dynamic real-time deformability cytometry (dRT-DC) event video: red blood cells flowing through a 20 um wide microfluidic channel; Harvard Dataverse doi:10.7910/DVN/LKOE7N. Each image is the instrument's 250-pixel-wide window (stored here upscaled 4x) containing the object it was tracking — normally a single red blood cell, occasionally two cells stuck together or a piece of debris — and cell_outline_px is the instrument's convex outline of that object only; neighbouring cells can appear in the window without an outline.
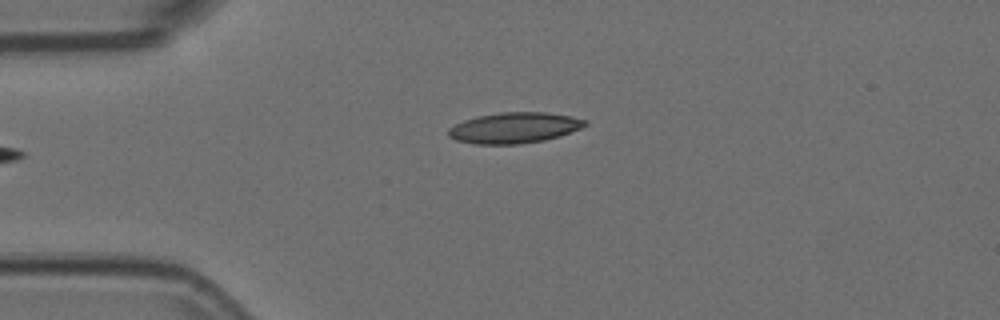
{"species": "Egyptian fruit bat (a non-hibernating species)", "species_latin": "Rousettus aegyptiacus", "temperature_condition": "room temperature", "stored_images_in_passage": 35, "camera_frame_rate_fps": 3000, "um_per_image_px": 0.085, "animal": {"sex": "female"}, "frame": {"image": 1, "passage_image": 1, "time_ms": 0.0, "image_size_px": [1000, 320], "cell_outline_px": [[588, 124], [580, 128], [560, 136], [544, 140], [520, 144], [472, 144], [456, 140], [448, 136], [448, 128], [464, 120], [476, 116], [500, 112], [548, 112], [572, 116], [588, 120]], "centroid_in_image_um": [43.72, 10.86], "position_along_channel_um": 41.3, "area_um2": 24.68}}
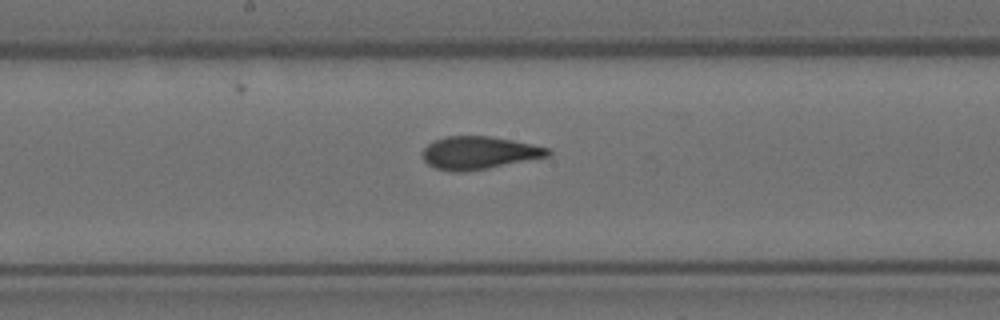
{"frame": {"image": 2, "passage_image": 16, "time_ms": 5.0, "image_size_px": [1000, 320], "cell_outline_px": [[552, 152], [548, 156], [488, 168], [464, 172], [452, 172], [436, 168], [428, 164], [424, 160], [424, 148], [432, 140], [444, 136], [488, 136], [512, 140], [548, 148]], "centroid_in_image_um": [40.68, 12.99], "position_along_channel_um": 207.5, "area_um2": 23.76}}
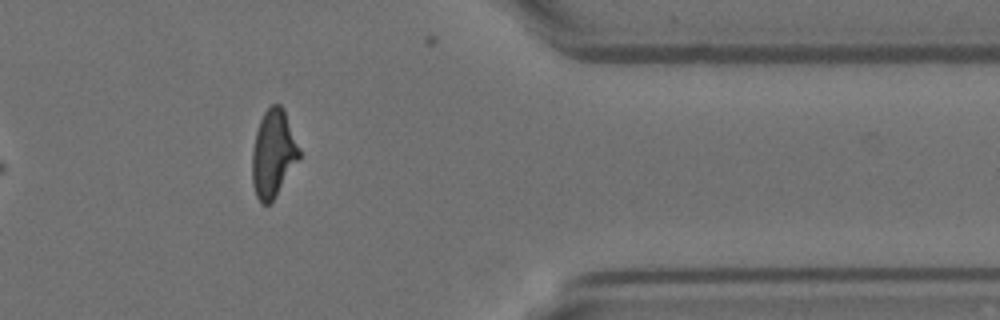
{"frame": {"image": 3, "passage_image": 32, "time_ms": 10.333, "image_size_px": [1000, 320], "cell_outline_px": [[300, 156], [272, 200], [268, 204], [260, 204], [256, 196], [252, 184], [252, 152], [256, 132], [260, 120], [264, 112], [272, 104], [280, 104], [284, 108], [300, 148]], "centroid_in_image_um": [23.21, 13.02], "position_along_channel_um": 388.2, "area_um2": 23.7}, "authors_computed_cell_mechanics": {"area_um2": 24.4494, "velocity_mm_per_s": 3.7742, "shape_relaxation_time_tau1_ms": 8.2609, "shape_relaxation_time_tau2_ms": 1.4557, "deformation_change_tau1": 0.2271, "deformation_change_tau2": 0.0823}}